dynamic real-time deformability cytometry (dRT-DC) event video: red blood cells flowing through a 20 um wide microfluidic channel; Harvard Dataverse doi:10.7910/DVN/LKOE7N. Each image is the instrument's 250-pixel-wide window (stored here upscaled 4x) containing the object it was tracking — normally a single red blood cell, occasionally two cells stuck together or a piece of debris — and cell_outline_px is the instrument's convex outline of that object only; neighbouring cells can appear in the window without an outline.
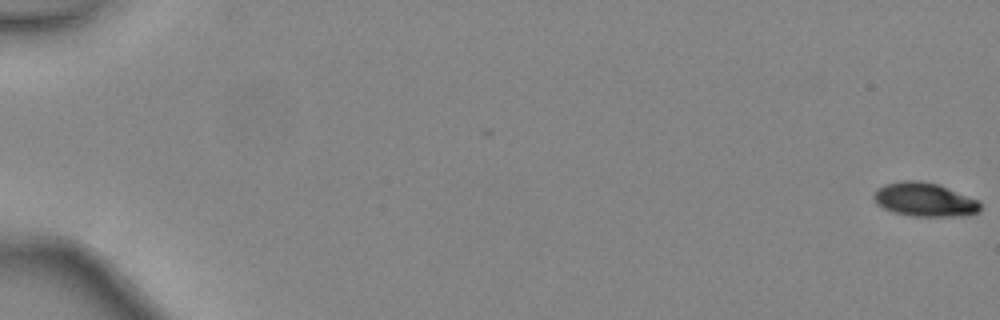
{"species": "common noctule bat (a hibernating species)", "species_latin": "Nyctalus noctula", "temperature_condition": "warm", "stored_images_in_passage": 49, "camera_frame_rate_fps": 3000, "um_per_image_px": 0.085, "animal": {"sex": "female", "body_mass_g": 24.6, "forearm_length_mm": 56.2}, "frame": {"image": 1, "passage_image": 1, "time_ms": 0.0, "image_size_px": [1000, 320], "cell_outline_px": [[980, 212], [968, 216], [912, 216], [892, 212], [876, 204], [872, 196], [876, 188], [884, 184], [900, 180], [916, 180], [940, 184], [980, 200]], "centroid_in_image_um": [78.59, 16.96], "position_along_channel_um": 6.4, "area_um2": 21.5}}
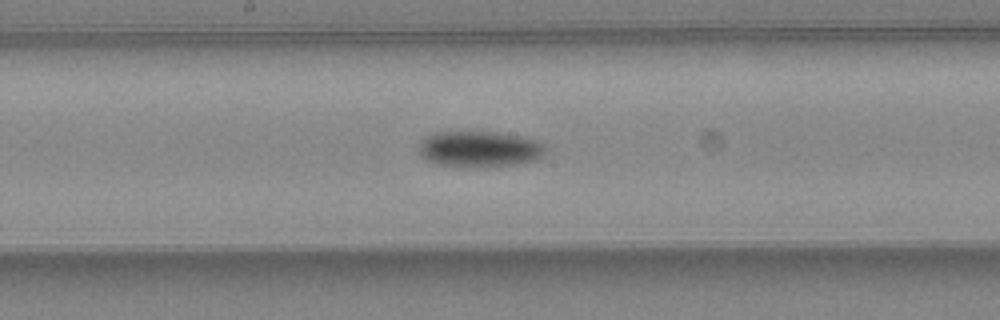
{"frame": {"image": 2, "passage_image": 28, "time_ms": 9.0, "image_size_px": [1000, 320], "cell_outline_px": [[548, 148], [544, 156], [536, 160], [516, 164], [484, 168], [464, 168], [436, 164], [420, 156], [420, 140], [432, 132], [500, 132], [540, 140]], "centroid_in_image_um": [40.8, 12.69], "position_along_channel_um": 207.4, "area_um2": 27.4}}
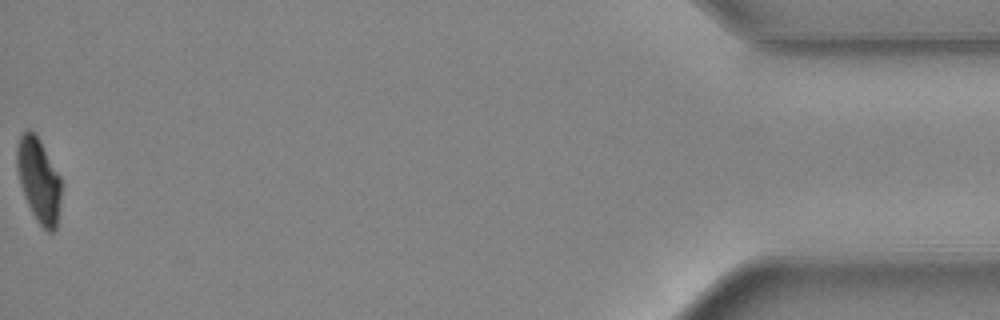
{"frame": {"image": 3, "passage_image": 49, "time_ms": 16.0, "image_size_px": [1000, 320], "cell_outline_px": [[60, 200], [56, 228], [52, 232], [48, 232], [36, 220], [24, 196], [20, 184], [16, 168], [16, 148], [20, 136], [28, 128], [40, 140], [60, 176]], "centroid_in_image_um": [3.27, 15.3], "position_along_channel_um": 431.9, "area_um2": 21.56}, "authors_computed_cell_mechanics": {"area_um2": 24.0448, "velocity_mm_per_s": 4.4701, "shape_relaxation_time_tau1_ms": 2.7894, "shape_relaxation_time_tau2_ms": null, "deformation_change_tau1": 0.1282, "deformation_change_tau2": null}}